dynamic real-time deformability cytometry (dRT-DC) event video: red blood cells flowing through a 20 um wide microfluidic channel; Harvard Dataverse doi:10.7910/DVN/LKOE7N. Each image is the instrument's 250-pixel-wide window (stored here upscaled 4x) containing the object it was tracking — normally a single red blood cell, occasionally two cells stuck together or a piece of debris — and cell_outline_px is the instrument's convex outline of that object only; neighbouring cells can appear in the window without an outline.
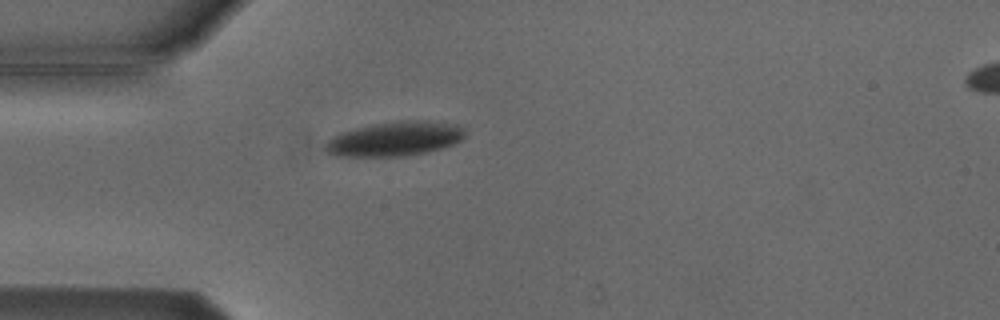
{"species": "Egyptian fruit bat (a non-hibernating species)", "species_latin": "Rousettus aegyptiacus", "temperature_condition": "cold", "stored_images_in_passage": 1, "camera_frame_rate_fps": 3000, "um_per_image_px": 0.085, "animal": {"sex": "male"}, "frame": {"image": 1, "passage_image": 1, "time_ms": 0.0, "image_size_px": [1000, 320], "cell_outline_px": [[464, 136], [460, 140], [452, 144], [428, 152], [404, 156], [336, 156], [324, 152], [324, 144], [332, 136], [340, 132], [372, 124], [400, 120], [428, 120], [456, 124], [464, 128]], "centroid_in_image_um": [33.52, 11.79], "position_along_channel_um": 51.5, "area_um2": 28.21}}